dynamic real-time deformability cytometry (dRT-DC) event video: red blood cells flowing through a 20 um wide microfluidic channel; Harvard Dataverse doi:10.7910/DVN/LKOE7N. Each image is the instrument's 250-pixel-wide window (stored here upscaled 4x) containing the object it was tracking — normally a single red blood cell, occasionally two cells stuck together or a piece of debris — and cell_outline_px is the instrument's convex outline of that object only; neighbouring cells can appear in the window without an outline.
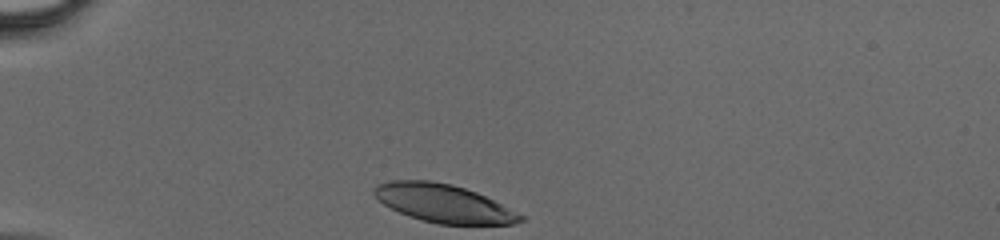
{"species": "human", "species_latin": "Homo sapiens", "temperature_condition": "cold", "stored_images_in_passage": 27, "camera_frame_rate_fps": 3000, "um_per_image_px": 0.085, "donor": {"sex": "male"}, "frame": {"image": 1, "passage_image": 1, "time_ms": 0.0, "image_size_px": [1000, 240], "cell_outline_px": [[524, 220], [516, 224], [436, 224], [420, 220], [408, 216], [384, 204], [372, 192], [372, 188], [376, 184], [392, 180], [432, 180], [452, 184], [476, 192], [524, 216]], "centroid_in_image_um": [37.67, 17.28], "position_along_channel_um": 47.3, "area_um2": 32.37}}
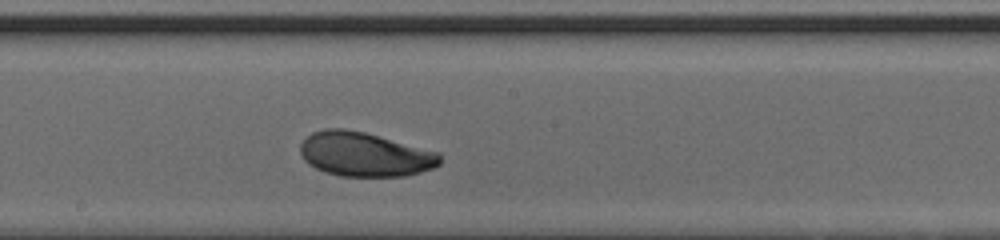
{"frame": {"image": 2, "passage_image": 15, "time_ms": 4.667, "image_size_px": [1000, 240], "cell_outline_px": [[440, 164], [432, 168], [420, 172], [404, 176], [340, 176], [324, 172], [308, 164], [304, 160], [300, 152], [300, 144], [312, 132], [324, 128], [344, 128], [364, 132], [440, 152]], "centroid_in_image_um": [30.98, 13.11], "position_along_channel_um": 217.2, "area_um2": 36.07}}
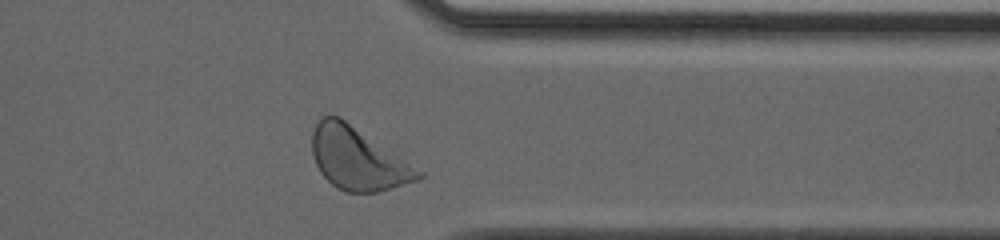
{"frame": {"image": 3, "passage_image": 26, "time_ms": 8.333, "image_size_px": [1000, 240], "cell_outline_px": [[424, 176], [416, 180], [376, 192], [344, 192], [336, 188], [320, 172], [316, 164], [312, 152], [312, 132], [316, 124], [324, 116], [340, 116], [424, 172]], "centroid_in_image_um": [30.39, 13.49], "position_along_channel_um": 381.0, "area_um2": 38.21}}